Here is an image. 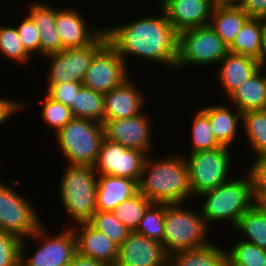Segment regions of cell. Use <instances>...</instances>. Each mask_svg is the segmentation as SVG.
<instances>
[{
  "label": "cell",
  "instance_id": "cell-1",
  "mask_svg": "<svg viewBox=\"0 0 266 266\" xmlns=\"http://www.w3.org/2000/svg\"><path fill=\"white\" fill-rule=\"evenodd\" d=\"M160 15H143L118 26L105 27L108 42L124 59L130 56L175 69L178 56V32L159 8ZM128 63V64H127Z\"/></svg>",
  "mask_w": 266,
  "mask_h": 266
},
{
  "label": "cell",
  "instance_id": "cell-2",
  "mask_svg": "<svg viewBox=\"0 0 266 266\" xmlns=\"http://www.w3.org/2000/svg\"><path fill=\"white\" fill-rule=\"evenodd\" d=\"M163 157L154 159L147 155L138 183L139 192L152 202L182 204L192 196L185 157L172 153Z\"/></svg>",
  "mask_w": 266,
  "mask_h": 266
},
{
  "label": "cell",
  "instance_id": "cell-3",
  "mask_svg": "<svg viewBox=\"0 0 266 266\" xmlns=\"http://www.w3.org/2000/svg\"><path fill=\"white\" fill-rule=\"evenodd\" d=\"M199 196L203 198L199 209L208 226L211 222L213 225L224 221L235 227L240 217L256 203L247 172L245 177L232 176Z\"/></svg>",
  "mask_w": 266,
  "mask_h": 266
},
{
  "label": "cell",
  "instance_id": "cell-4",
  "mask_svg": "<svg viewBox=\"0 0 266 266\" xmlns=\"http://www.w3.org/2000/svg\"><path fill=\"white\" fill-rule=\"evenodd\" d=\"M97 176L90 165L68 164L63 171L59 198L74 224L88 222L96 212Z\"/></svg>",
  "mask_w": 266,
  "mask_h": 266
},
{
  "label": "cell",
  "instance_id": "cell-5",
  "mask_svg": "<svg viewBox=\"0 0 266 266\" xmlns=\"http://www.w3.org/2000/svg\"><path fill=\"white\" fill-rule=\"evenodd\" d=\"M185 206V203H166L162 244L168 256L210 244V228L201 211Z\"/></svg>",
  "mask_w": 266,
  "mask_h": 266
},
{
  "label": "cell",
  "instance_id": "cell-6",
  "mask_svg": "<svg viewBox=\"0 0 266 266\" xmlns=\"http://www.w3.org/2000/svg\"><path fill=\"white\" fill-rule=\"evenodd\" d=\"M55 138L67 164L94 166L105 137L103 124L74 117L55 134Z\"/></svg>",
  "mask_w": 266,
  "mask_h": 266
},
{
  "label": "cell",
  "instance_id": "cell-7",
  "mask_svg": "<svg viewBox=\"0 0 266 266\" xmlns=\"http://www.w3.org/2000/svg\"><path fill=\"white\" fill-rule=\"evenodd\" d=\"M228 52V46L209 24L185 29L178 33L175 69H183L181 67L185 66L214 67V64L217 66Z\"/></svg>",
  "mask_w": 266,
  "mask_h": 266
},
{
  "label": "cell",
  "instance_id": "cell-8",
  "mask_svg": "<svg viewBox=\"0 0 266 266\" xmlns=\"http://www.w3.org/2000/svg\"><path fill=\"white\" fill-rule=\"evenodd\" d=\"M222 145L211 150H202L184 155L189 169V181L192 196L220 186L232 177V151ZM230 150V151H229Z\"/></svg>",
  "mask_w": 266,
  "mask_h": 266
},
{
  "label": "cell",
  "instance_id": "cell-9",
  "mask_svg": "<svg viewBox=\"0 0 266 266\" xmlns=\"http://www.w3.org/2000/svg\"><path fill=\"white\" fill-rule=\"evenodd\" d=\"M44 226L42 224L30 237L21 240L19 266H68L77 254L76 238L71 227L53 236ZM29 238L41 242L30 258L26 256L28 245L25 242Z\"/></svg>",
  "mask_w": 266,
  "mask_h": 266
},
{
  "label": "cell",
  "instance_id": "cell-10",
  "mask_svg": "<svg viewBox=\"0 0 266 266\" xmlns=\"http://www.w3.org/2000/svg\"><path fill=\"white\" fill-rule=\"evenodd\" d=\"M18 184L15 179L11 185L0 181V231L22 240L30 237L43 223L30 199L11 187Z\"/></svg>",
  "mask_w": 266,
  "mask_h": 266
},
{
  "label": "cell",
  "instance_id": "cell-11",
  "mask_svg": "<svg viewBox=\"0 0 266 266\" xmlns=\"http://www.w3.org/2000/svg\"><path fill=\"white\" fill-rule=\"evenodd\" d=\"M108 42L107 33L104 31L93 43L46 55L50 61L47 84L63 82L82 83L85 73L96 53Z\"/></svg>",
  "mask_w": 266,
  "mask_h": 266
},
{
  "label": "cell",
  "instance_id": "cell-12",
  "mask_svg": "<svg viewBox=\"0 0 266 266\" xmlns=\"http://www.w3.org/2000/svg\"><path fill=\"white\" fill-rule=\"evenodd\" d=\"M124 59L107 42L94 56L88 67L82 84L84 87L100 93L120 86L131 75Z\"/></svg>",
  "mask_w": 266,
  "mask_h": 266
},
{
  "label": "cell",
  "instance_id": "cell-13",
  "mask_svg": "<svg viewBox=\"0 0 266 266\" xmlns=\"http://www.w3.org/2000/svg\"><path fill=\"white\" fill-rule=\"evenodd\" d=\"M147 154L103 139L94 164L98 175L129 178L139 183Z\"/></svg>",
  "mask_w": 266,
  "mask_h": 266
},
{
  "label": "cell",
  "instance_id": "cell-14",
  "mask_svg": "<svg viewBox=\"0 0 266 266\" xmlns=\"http://www.w3.org/2000/svg\"><path fill=\"white\" fill-rule=\"evenodd\" d=\"M147 112L139 115L111 119L103 122L104 137L114 143L121 144L129 149H136L149 155L152 150V119Z\"/></svg>",
  "mask_w": 266,
  "mask_h": 266
},
{
  "label": "cell",
  "instance_id": "cell-15",
  "mask_svg": "<svg viewBox=\"0 0 266 266\" xmlns=\"http://www.w3.org/2000/svg\"><path fill=\"white\" fill-rule=\"evenodd\" d=\"M168 260L161 242L130 232L118 247L114 266H162Z\"/></svg>",
  "mask_w": 266,
  "mask_h": 266
},
{
  "label": "cell",
  "instance_id": "cell-16",
  "mask_svg": "<svg viewBox=\"0 0 266 266\" xmlns=\"http://www.w3.org/2000/svg\"><path fill=\"white\" fill-rule=\"evenodd\" d=\"M78 11L74 7L55 9V24L63 50L87 46L105 31L103 26V29L98 27L96 29L88 25L86 17L84 18V15Z\"/></svg>",
  "mask_w": 266,
  "mask_h": 266
},
{
  "label": "cell",
  "instance_id": "cell-17",
  "mask_svg": "<svg viewBox=\"0 0 266 266\" xmlns=\"http://www.w3.org/2000/svg\"><path fill=\"white\" fill-rule=\"evenodd\" d=\"M158 3L178 33L208 25L215 6L214 0H160Z\"/></svg>",
  "mask_w": 266,
  "mask_h": 266
},
{
  "label": "cell",
  "instance_id": "cell-18",
  "mask_svg": "<svg viewBox=\"0 0 266 266\" xmlns=\"http://www.w3.org/2000/svg\"><path fill=\"white\" fill-rule=\"evenodd\" d=\"M131 77L120 86L104 93L103 122L111 119L129 118L141 114L146 100L142 90L132 82Z\"/></svg>",
  "mask_w": 266,
  "mask_h": 266
},
{
  "label": "cell",
  "instance_id": "cell-19",
  "mask_svg": "<svg viewBox=\"0 0 266 266\" xmlns=\"http://www.w3.org/2000/svg\"><path fill=\"white\" fill-rule=\"evenodd\" d=\"M70 227L74 232L77 253L80 256L102 261L110 266L115 265L119 247L117 244L94 228L89 222L77 223Z\"/></svg>",
  "mask_w": 266,
  "mask_h": 266
},
{
  "label": "cell",
  "instance_id": "cell-20",
  "mask_svg": "<svg viewBox=\"0 0 266 266\" xmlns=\"http://www.w3.org/2000/svg\"><path fill=\"white\" fill-rule=\"evenodd\" d=\"M218 65L216 76L227 97L262 67L258 59L232 52H228Z\"/></svg>",
  "mask_w": 266,
  "mask_h": 266
},
{
  "label": "cell",
  "instance_id": "cell-21",
  "mask_svg": "<svg viewBox=\"0 0 266 266\" xmlns=\"http://www.w3.org/2000/svg\"><path fill=\"white\" fill-rule=\"evenodd\" d=\"M33 2V3H32ZM29 2L28 16L32 19L40 35V55L44 57L63 51L56 24L55 9L48 3L37 1ZM32 3V4H31Z\"/></svg>",
  "mask_w": 266,
  "mask_h": 266
},
{
  "label": "cell",
  "instance_id": "cell-22",
  "mask_svg": "<svg viewBox=\"0 0 266 266\" xmlns=\"http://www.w3.org/2000/svg\"><path fill=\"white\" fill-rule=\"evenodd\" d=\"M138 191V182L133 179L112 175H98L96 211H112Z\"/></svg>",
  "mask_w": 266,
  "mask_h": 266
},
{
  "label": "cell",
  "instance_id": "cell-23",
  "mask_svg": "<svg viewBox=\"0 0 266 266\" xmlns=\"http://www.w3.org/2000/svg\"><path fill=\"white\" fill-rule=\"evenodd\" d=\"M233 107V108H232ZM209 118L211 129L216 140L224 146L231 147L236 140L238 129L242 122V112L234 106L229 105H208L200 108ZM234 111H233V110Z\"/></svg>",
  "mask_w": 266,
  "mask_h": 266
},
{
  "label": "cell",
  "instance_id": "cell-24",
  "mask_svg": "<svg viewBox=\"0 0 266 266\" xmlns=\"http://www.w3.org/2000/svg\"><path fill=\"white\" fill-rule=\"evenodd\" d=\"M265 69L261 67L228 97L229 103L240 112L266 109Z\"/></svg>",
  "mask_w": 266,
  "mask_h": 266
},
{
  "label": "cell",
  "instance_id": "cell-25",
  "mask_svg": "<svg viewBox=\"0 0 266 266\" xmlns=\"http://www.w3.org/2000/svg\"><path fill=\"white\" fill-rule=\"evenodd\" d=\"M249 18L239 5L215 4L209 25L229 47Z\"/></svg>",
  "mask_w": 266,
  "mask_h": 266
},
{
  "label": "cell",
  "instance_id": "cell-26",
  "mask_svg": "<svg viewBox=\"0 0 266 266\" xmlns=\"http://www.w3.org/2000/svg\"><path fill=\"white\" fill-rule=\"evenodd\" d=\"M266 19L249 18L228 47L229 52L246 55L262 61Z\"/></svg>",
  "mask_w": 266,
  "mask_h": 266
},
{
  "label": "cell",
  "instance_id": "cell-27",
  "mask_svg": "<svg viewBox=\"0 0 266 266\" xmlns=\"http://www.w3.org/2000/svg\"><path fill=\"white\" fill-rule=\"evenodd\" d=\"M173 266H227L225 247L208 244L206 246L177 252L169 256Z\"/></svg>",
  "mask_w": 266,
  "mask_h": 266
},
{
  "label": "cell",
  "instance_id": "cell-28",
  "mask_svg": "<svg viewBox=\"0 0 266 266\" xmlns=\"http://www.w3.org/2000/svg\"><path fill=\"white\" fill-rule=\"evenodd\" d=\"M234 228L244 235L242 240L266 250V208L260 202L248 209Z\"/></svg>",
  "mask_w": 266,
  "mask_h": 266
},
{
  "label": "cell",
  "instance_id": "cell-29",
  "mask_svg": "<svg viewBox=\"0 0 266 266\" xmlns=\"http://www.w3.org/2000/svg\"><path fill=\"white\" fill-rule=\"evenodd\" d=\"M242 126L254 157L266 153V109L243 112Z\"/></svg>",
  "mask_w": 266,
  "mask_h": 266
},
{
  "label": "cell",
  "instance_id": "cell-30",
  "mask_svg": "<svg viewBox=\"0 0 266 266\" xmlns=\"http://www.w3.org/2000/svg\"><path fill=\"white\" fill-rule=\"evenodd\" d=\"M103 93L82 86L74 98V117L84 118L103 124Z\"/></svg>",
  "mask_w": 266,
  "mask_h": 266
},
{
  "label": "cell",
  "instance_id": "cell-31",
  "mask_svg": "<svg viewBox=\"0 0 266 266\" xmlns=\"http://www.w3.org/2000/svg\"><path fill=\"white\" fill-rule=\"evenodd\" d=\"M152 203L138 191L111 212L130 232H135L139 222Z\"/></svg>",
  "mask_w": 266,
  "mask_h": 266
},
{
  "label": "cell",
  "instance_id": "cell-32",
  "mask_svg": "<svg viewBox=\"0 0 266 266\" xmlns=\"http://www.w3.org/2000/svg\"><path fill=\"white\" fill-rule=\"evenodd\" d=\"M230 248H226L227 266H266L265 249L242 239Z\"/></svg>",
  "mask_w": 266,
  "mask_h": 266
},
{
  "label": "cell",
  "instance_id": "cell-33",
  "mask_svg": "<svg viewBox=\"0 0 266 266\" xmlns=\"http://www.w3.org/2000/svg\"><path fill=\"white\" fill-rule=\"evenodd\" d=\"M192 120V126L190 127V138H192L190 139L192 141L190 145L192 147H190V153L222 146L214 137L208 116L200 108H198L197 112L195 111Z\"/></svg>",
  "mask_w": 266,
  "mask_h": 266
},
{
  "label": "cell",
  "instance_id": "cell-34",
  "mask_svg": "<svg viewBox=\"0 0 266 266\" xmlns=\"http://www.w3.org/2000/svg\"><path fill=\"white\" fill-rule=\"evenodd\" d=\"M165 212L166 203L153 202L139 222L135 233L162 243L164 241Z\"/></svg>",
  "mask_w": 266,
  "mask_h": 266
},
{
  "label": "cell",
  "instance_id": "cell-35",
  "mask_svg": "<svg viewBox=\"0 0 266 266\" xmlns=\"http://www.w3.org/2000/svg\"><path fill=\"white\" fill-rule=\"evenodd\" d=\"M0 53L18 64H27L33 58L23 47L16 26L5 24L0 25Z\"/></svg>",
  "mask_w": 266,
  "mask_h": 266
},
{
  "label": "cell",
  "instance_id": "cell-36",
  "mask_svg": "<svg viewBox=\"0 0 266 266\" xmlns=\"http://www.w3.org/2000/svg\"><path fill=\"white\" fill-rule=\"evenodd\" d=\"M88 222L118 246L130 233L111 211H96Z\"/></svg>",
  "mask_w": 266,
  "mask_h": 266
},
{
  "label": "cell",
  "instance_id": "cell-37",
  "mask_svg": "<svg viewBox=\"0 0 266 266\" xmlns=\"http://www.w3.org/2000/svg\"><path fill=\"white\" fill-rule=\"evenodd\" d=\"M41 102L43 104L40 113L41 117L49 127L54 128V134L74 118L69 106L52 99L47 94Z\"/></svg>",
  "mask_w": 266,
  "mask_h": 266
},
{
  "label": "cell",
  "instance_id": "cell-38",
  "mask_svg": "<svg viewBox=\"0 0 266 266\" xmlns=\"http://www.w3.org/2000/svg\"><path fill=\"white\" fill-rule=\"evenodd\" d=\"M251 180L252 194L256 202L266 198V153L253 157L247 170Z\"/></svg>",
  "mask_w": 266,
  "mask_h": 266
},
{
  "label": "cell",
  "instance_id": "cell-39",
  "mask_svg": "<svg viewBox=\"0 0 266 266\" xmlns=\"http://www.w3.org/2000/svg\"><path fill=\"white\" fill-rule=\"evenodd\" d=\"M21 239L0 231V266H19Z\"/></svg>",
  "mask_w": 266,
  "mask_h": 266
},
{
  "label": "cell",
  "instance_id": "cell-40",
  "mask_svg": "<svg viewBox=\"0 0 266 266\" xmlns=\"http://www.w3.org/2000/svg\"><path fill=\"white\" fill-rule=\"evenodd\" d=\"M16 30L25 50L32 57H35L34 55L36 52L40 54L41 34L38 33V28L35 27L34 22L28 15L19 22Z\"/></svg>",
  "mask_w": 266,
  "mask_h": 266
},
{
  "label": "cell",
  "instance_id": "cell-41",
  "mask_svg": "<svg viewBox=\"0 0 266 266\" xmlns=\"http://www.w3.org/2000/svg\"><path fill=\"white\" fill-rule=\"evenodd\" d=\"M83 86L77 82H63L58 84H48L47 95L52 99L69 106L74 116L75 93Z\"/></svg>",
  "mask_w": 266,
  "mask_h": 266
},
{
  "label": "cell",
  "instance_id": "cell-42",
  "mask_svg": "<svg viewBox=\"0 0 266 266\" xmlns=\"http://www.w3.org/2000/svg\"><path fill=\"white\" fill-rule=\"evenodd\" d=\"M17 100L0 97V124L25 108L24 106L27 102Z\"/></svg>",
  "mask_w": 266,
  "mask_h": 266
},
{
  "label": "cell",
  "instance_id": "cell-43",
  "mask_svg": "<svg viewBox=\"0 0 266 266\" xmlns=\"http://www.w3.org/2000/svg\"><path fill=\"white\" fill-rule=\"evenodd\" d=\"M238 5L250 18L266 19V0H242Z\"/></svg>",
  "mask_w": 266,
  "mask_h": 266
},
{
  "label": "cell",
  "instance_id": "cell-44",
  "mask_svg": "<svg viewBox=\"0 0 266 266\" xmlns=\"http://www.w3.org/2000/svg\"><path fill=\"white\" fill-rule=\"evenodd\" d=\"M68 266H110L102 261L80 256L78 253L73 257Z\"/></svg>",
  "mask_w": 266,
  "mask_h": 266
},
{
  "label": "cell",
  "instance_id": "cell-45",
  "mask_svg": "<svg viewBox=\"0 0 266 266\" xmlns=\"http://www.w3.org/2000/svg\"><path fill=\"white\" fill-rule=\"evenodd\" d=\"M242 0H214L215 4H232L238 5Z\"/></svg>",
  "mask_w": 266,
  "mask_h": 266
},
{
  "label": "cell",
  "instance_id": "cell-46",
  "mask_svg": "<svg viewBox=\"0 0 266 266\" xmlns=\"http://www.w3.org/2000/svg\"><path fill=\"white\" fill-rule=\"evenodd\" d=\"M261 66L266 67V29L264 32V51H263Z\"/></svg>",
  "mask_w": 266,
  "mask_h": 266
},
{
  "label": "cell",
  "instance_id": "cell-47",
  "mask_svg": "<svg viewBox=\"0 0 266 266\" xmlns=\"http://www.w3.org/2000/svg\"><path fill=\"white\" fill-rule=\"evenodd\" d=\"M162 266H173L172 263L170 262V260H168L167 262H165Z\"/></svg>",
  "mask_w": 266,
  "mask_h": 266
},
{
  "label": "cell",
  "instance_id": "cell-48",
  "mask_svg": "<svg viewBox=\"0 0 266 266\" xmlns=\"http://www.w3.org/2000/svg\"><path fill=\"white\" fill-rule=\"evenodd\" d=\"M266 208V198L260 202Z\"/></svg>",
  "mask_w": 266,
  "mask_h": 266
}]
</instances>
